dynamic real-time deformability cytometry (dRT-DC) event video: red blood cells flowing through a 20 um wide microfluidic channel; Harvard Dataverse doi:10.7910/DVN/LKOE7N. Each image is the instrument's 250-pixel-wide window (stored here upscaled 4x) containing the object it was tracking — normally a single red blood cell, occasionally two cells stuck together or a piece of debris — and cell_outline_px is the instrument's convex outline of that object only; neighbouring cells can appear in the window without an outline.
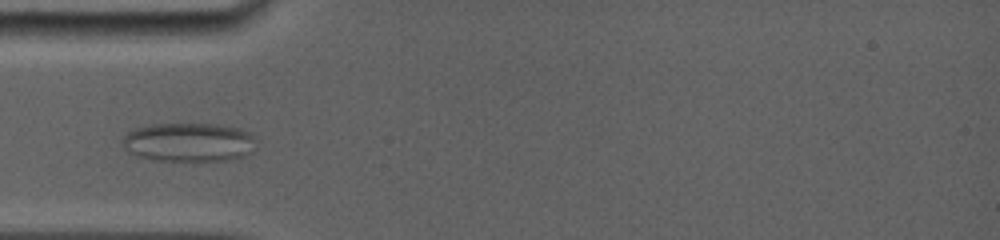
{"species": "common noctule bat (a hibernating species)", "species_latin": "Nyctalus noctula", "temperature_condition": "room temperature", "stored_images_in_passage": 18, "camera_frame_rate_fps": 5000, "um_per_image_px": 0.085, "animal": {"sex": "female", "body_mass_g": 19.0, "forearm_length_mm": 56.7}, "frame": {"image": 1, "passage_image": 6, "time_ms": 4.0, "image_size_px": [1000, 240], "cell_outline_px": [[256, 140], [248, 152], [244, 156], [228, 160], [160, 160], [136, 156], [128, 152], [120, 144], [120, 140], [128, 132], [136, 128], [152, 124], [216, 124], [240, 128], [248, 132]], "centroid_in_image_um": [15.98, 12.08], "position_along_channel_um": 69.0, "area_um2": 30.11}}
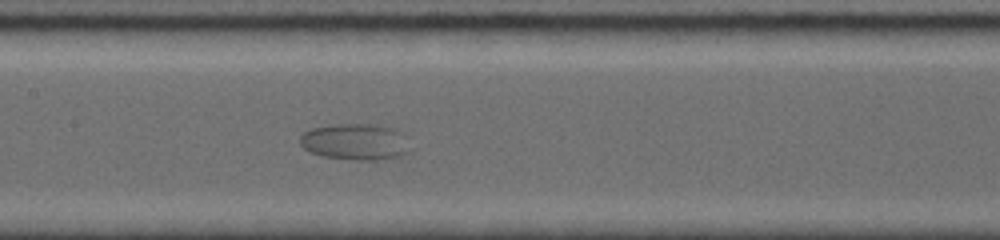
{"frame": {"image": 2, "passage_image": 12, "time_ms": 7.0, "image_size_px": [1000, 240], "cell_outline_px": [[412, 152], [400, 156], [376, 160], [356, 160], [320, 156], [304, 148], [300, 144], [300, 136], [304, 132], [312, 128], [336, 124], [376, 124], [392, 128], [404, 132]], "centroid_in_image_um": [30.25, 12.05], "position_along_channel_um": 177.1, "area_um2": 23.64}}
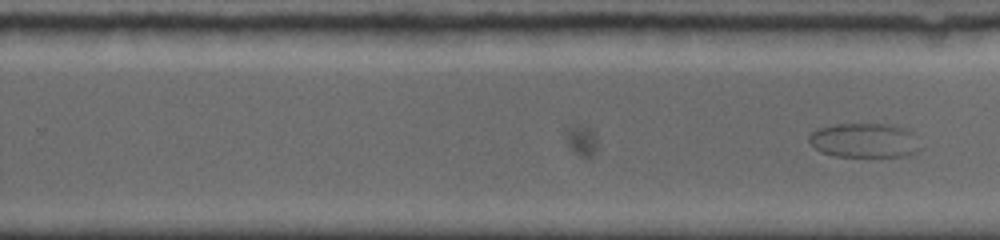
{"frame": {"image": 3, "passage_image": 18, "time_ms": 9.2, "image_size_px": [1000, 240], "cell_outline_px": [[920, 148], [904, 156], [868, 160], [832, 156], [820, 152], [808, 140], [808, 136], [816, 128], [836, 124], [892, 124], [916, 132]], "centroid_in_image_um": [73.49, 11.98], "position_along_channel_um": 256.3, "area_um2": 23.52}}